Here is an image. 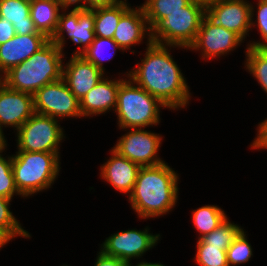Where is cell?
I'll return each instance as SVG.
<instances>
[{"label": "cell", "mask_w": 267, "mask_h": 266, "mask_svg": "<svg viewBox=\"0 0 267 266\" xmlns=\"http://www.w3.org/2000/svg\"><path fill=\"white\" fill-rule=\"evenodd\" d=\"M145 57L137 63L136 69L126 72L135 85L145 89L170 110L184 108L190 100L189 87L168 47L147 38Z\"/></svg>", "instance_id": "1"}, {"label": "cell", "mask_w": 267, "mask_h": 266, "mask_svg": "<svg viewBox=\"0 0 267 266\" xmlns=\"http://www.w3.org/2000/svg\"><path fill=\"white\" fill-rule=\"evenodd\" d=\"M178 181V174L165 162L141 167L128 196L132 209L143 219L168 213L178 200Z\"/></svg>", "instance_id": "2"}, {"label": "cell", "mask_w": 267, "mask_h": 266, "mask_svg": "<svg viewBox=\"0 0 267 266\" xmlns=\"http://www.w3.org/2000/svg\"><path fill=\"white\" fill-rule=\"evenodd\" d=\"M64 55L49 40L26 61L4 73L0 81L13 90L34 94L44 85L62 78Z\"/></svg>", "instance_id": "3"}, {"label": "cell", "mask_w": 267, "mask_h": 266, "mask_svg": "<svg viewBox=\"0 0 267 266\" xmlns=\"http://www.w3.org/2000/svg\"><path fill=\"white\" fill-rule=\"evenodd\" d=\"M12 155L14 183L23 197L49 189L60 171V154L17 151Z\"/></svg>", "instance_id": "4"}, {"label": "cell", "mask_w": 267, "mask_h": 266, "mask_svg": "<svg viewBox=\"0 0 267 266\" xmlns=\"http://www.w3.org/2000/svg\"><path fill=\"white\" fill-rule=\"evenodd\" d=\"M160 107L167 108L145 89L135 86L130 78L119 85L115 109L119 129L145 128L159 124Z\"/></svg>", "instance_id": "5"}, {"label": "cell", "mask_w": 267, "mask_h": 266, "mask_svg": "<svg viewBox=\"0 0 267 266\" xmlns=\"http://www.w3.org/2000/svg\"><path fill=\"white\" fill-rule=\"evenodd\" d=\"M206 11L195 4L187 6L159 19L150 28V40L162 45L189 48L195 41Z\"/></svg>", "instance_id": "6"}, {"label": "cell", "mask_w": 267, "mask_h": 266, "mask_svg": "<svg viewBox=\"0 0 267 266\" xmlns=\"http://www.w3.org/2000/svg\"><path fill=\"white\" fill-rule=\"evenodd\" d=\"M18 151L60 153V142L65 138L58 120L34 113L17 130Z\"/></svg>", "instance_id": "7"}, {"label": "cell", "mask_w": 267, "mask_h": 266, "mask_svg": "<svg viewBox=\"0 0 267 266\" xmlns=\"http://www.w3.org/2000/svg\"><path fill=\"white\" fill-rule=\"evenodd\" d=\"M66 9L68 8L63 9L65 13L60 14L57 29L50 40L63 53L66 39L64 33L68 34L71 41L78 44V50H75L73 55L80 56L89 48L95 39L94 12L90 9L74 7L69 13H66Z\"/></svg>", "instance_id": "8"}, {"label": "cell", "mask_w": 267, "mask_h": 266, "mask_svg": "<svg viewBox=\"0 0 267 266\" xmlns=\"http://www.w3.org/2000/svg\"><path fill=\"white\" fill-rule=\"evenodd\" d=\"M35 113L55 119L82 117L80 101L70 91L63 78L44 85L34 94Z\"/></svg>", "instance_id": "9"}, {"label": "cell", "mask_w": 267, "mask_h": 266, "mask_svg": "<svg viewBox=\"0 0 267 266\" xmlns=\"http://www.w3.org/2000/svg\"><path fill=\"white\" fill-rule=\"evenodd\" d=\"M161 140L159 134L135 128L122 135L112 149L141 167L157 166L165 162L157 157Z\"/></svg>", "instance_id": "10"}, {"label": "cell", "mask_w": 267, "mask_h": 266, "mask_svg": "<svg viewBox=\"0 0 267 266\" xmlns=\"http://www.w3.org/2000/svg\"><path fill=\"white\" fill-rule=\"evenodd\" d=\"M148 227L141 230H126L114 233L101 244V251L108 256L117 257L130 263L132 259H138L149 249L153 248L160 234L148 233Z\"/></svg>", "instance_id": "11"}, {"label": "cell", "mask_w": 267, "mask_h": 266, "mask_svg": "<svg viewBox=\"0 0 267 266\" xmlns=\"http://www.w3.org/2000/svg\"><path fill=\"white\" fill-rule=\"evenodd\" d=\"M244 42L236 33L217 25L207 15L201 21L195 41L188 49L202 52V58L210 60L233 51Z\"/></svg>", "instance_id": "12"}, {"label": "cell", "mask_w": 267, "mask_h": 266, "mask_svg": "<svg viewBox=\"0 0 267 266\" xmlns=\"http://www.w3.org/2000/svg\"><path fill=\"white\" fill-rule=\"evenodd\" d=\"M253 12L254 7L245 0H219L206 11V15L217 25L236 33L244 40L255 25Z\"/></svg>", "instance_id": "13"}, {"label": "cell", "mask_w": 267, "mask_h": 266, "mask_svg": "<svg viewBox=\"0 0 267 266\" xmlns=\"http://www.w3.org/2000/svg\"><path fill=\"white\" fill-rule=\"evenodd\" d=\"M33 94L13 90L0 81V128L15 127L17 131L33 114Z\"/></svg>", "instance_id": "14"}, {"label": "cell", "mask_w": 267, "mask_h": 266, "mask_svg": "<svg viewBox=\"0 0 267 266\" xmlns=\"http://www.w3.org/2000/svg\"><path fill=\"white\" fill-rule=\"evenodd\" d=\"M103 75L104 71L82 55H72L69 62L63 64L62 78L79 101L104 78Z\"/></svg>", "instance_id": "15"}, {"label": "cell", "mask_w": 267, "mask_h": 266, "mask_svg": "<svg viewBox=\"0 0 267 266\" xmlns=\"http://www.w3.org/2000/svg\"><path fill=\"white\" fill-rule=\"evenodd\" d=\"M50 39L44 34H16L0 45V77L41 49Z\"/></svg>", "instance_id": "16"}, {"label": "cell", "mask_w": 267, "mask_h": 266, "mask_svg": "<svg viewBox=\"0 0 267 266\" xmlns=\"http://www.w3.org/2000/svg\"><path fill=\"white\" fill-rule=\"evenodd\" d=\"M145 35L150 39V28L141 5L130 7L121 16L112 39L125 51L133 45L140 44Z\"/></svg>", "instance_id": "17"}, {"label": "cell", "mask_w": 267, "mask_h": 266, "mask_svg": "<svg viewBox=\"0 0 267 266\" xmlns=\"http://www.w3.org/2000/svg\"><path fill=\"white\" fill-rule=\"evenodd\" d=\"M125 79L109 80L102 78L88 93L80 100V112L82 116H94L105 114L108 110L115 111L117 106V91L119 85Z\"/></svg>", "instance_id": "18"}, {"label": "cell", "mask_w": 267, "mask_h": 266, "mask_svg": "<svg viewBox=\"0 0 267 266\" xmlns=\"http://www.w3.org/2000/svg\"><path fill=\"white\" fill-rule=\"evenodd\" d=\"M111 157L101 166L100 176L109 182L113 188L122 193H130L137 179L140 165L119 155L113 149Z\"/></svg>", "instance_id": "19"}, {"label": "cell", "mask_w": 267, "mask_h": 266, "mask_svg": "<svg viewBox=\"0 0 267 266\" xmlns=\"http://www.w3.org/2000/svg\"><path fill=\"white\" fill-rule=\"evenodd\" d=\"M60 8L65 7L58 0H30V15L36 30L51 39L59 21Z\"/></svg>", "instance_id": "20"}, {"label": "cell", "mask_w": 267, "mask_h": 266, "mask_svg": "<svg viewBox=\"0 0 267 266\" xmlns=\"http://www.w3.org/2000/svg\"><path fill=\"white\" fill-rule=\"evenodd\" d=\"M0 17L14 26L16 34H42L34 26L30 15V0H0Z\"/></svg>", "instance_id": "21"}, {"label": "cell", "mask_w": 267, "mask_h": 266, "mask_svg": "<svg viewBox=\"0 0 267 266\" xmlns=\"http://www.w3.org/2000/svg\"><path fill=\"white\" fill-rule=\"evenodd\" d=\"M126 1L122 0L112 6L92 9L95 36L113 38L121 16L131 7Z\"/></svg>", "instance_id": "22"}, {"label": "cell", "mask_w": 267, "mask_h": 266, "mask_svg": "<svg viewBox=\"0 0 267 266\" xmlns=\"http://www.w3.org/2000/svg\"><path fill=\"white\" fill-rule=\"evenodd\" d=\"M227 218L224 210L215 205H205L192 211V220L195 229L200 233L201 239L209 234Z\"/></svg>", "instance_id": "23"}, {"label": "cell", "mask_w": 267, "mask_h": 266, "mask_svg": "<svg viewBox=\"0 0 267 266\" xmlns=\"http://www.w3.org/2000/svg\"><path fill=\"white\" fill-rule=\"evenodd\" d=\"M189 0H146L142 7L151 28L159 19L180 11L181 8L189 4Z\"/></svg>", "instance_id": "24"}, {"label": "cell", "mask_w": 267, "mask_h": 266, "mask_svg": "<svg viewBox=\"0 0 267 266\" xmlns=\"http://www.w3.org/2000/svg\"><path fill=\"white\" fill-rule=\"evenodd\" d=\"M245 67L267 93V47H247Z\"/></svg>", "instance_id": "25"}, {"label": "cell", "mask_w": 267, "mask_h": 266, "mask_svg": "<svg viewBox=\"0 0 267 266\" xmlns=\"http://www.w3.org/2000/svg\"><path fill=\"white\" fill-rule=\"evenodd\" d=\"M242 230L240 226L229 222V219L226 218L221 225L203 236L201 240L208 246L220 247V250L227 251Z\"/></svg>", "instance_id": "26"}, {"label": "cell", "mask_w": 267, "mask_h": 266, "mask_svg": "<svg viewBox=\"0 0 267 266\" xmlns=\"http://www.w3.org/2000/svg\"><path fill=\"white\" fill-rule=\"evenodd\" d=\"M112 47L114 52L107 58L103 55L105 48ZM110 47V48H111ZM106 49V50H107ZM116 49L122 50L121 47L112 38H103L95 36L94 41L89 48L82 54V56L89 62L93 63L97 68L104 71L103 61H110L115 55ZM108 51V50H107ZM107 54V53H106Z\"/></svg>", "instance_id": "27"}, {"label": "cell", "mask_w": 267, "mask_h": 266, "mask_svg": "<svg viewBox=\"0 0 267 266\" xmlns=\"http://www.w3.org/2000/svg\"><path fill=\"white\" fill-rule=\"evenodd\" d=\"M195 262L199 266H228L227 253L220 247L208 246L201 239L197 241Z\"/></svg>", "instance_id": "28"}, {"label": "cell", "mask_w": 267, "mask_h": 266, "mask_svg": "<svg viewBox=\"0 0 267 266\" xmlns=\"http://www.w3.org/2000/svg\"><path fill=\"white\" fill-rule=\"evenodd\" d=\"M228 266L248 262L252 257V247L247 240L244 230L235 238L226 251Z\"/></svg>", "instance_id": "29"}, {"label": "cell", "mask_w": 267, "mask_h": 266, "mask_svg": "<svg viewBox=\"0 0 267 266\" xmlns=\"http://www.w3.org/2000/svg\"><path fill=\"white\" fill-rule=\"evenodd\" d=\"M0 152V196L12 199L14 194L23 197L17 190L14 183V174L12 170V156L7 159L2 157Z\"/></svg>", "instance_id": "30"}, {"label": "cell", "mask_w": 267, "mask_h": 266, "mask_svg": "<svg viewBox=\"0 0 267 266\" xmlns=\"http://www.w3.org/2000/svg\"><path fill=\"white\" fill-rule=\"evenodd\" d=\"M12 199L0 196V228L8 230L14 237L17 235L30 238V234L24 230L20 222L13 216L9 210Z\"/></svg>", "instance_id": "31"}, {"label": "cell", "mask_w": 267, "mask_h": 266, "mask_svg": "<svg viewBox=\"0 0 267 266\" xmlns=\"http://www.w3.org/2000/svg\"><path fill=\"white\" fill-rule=\"evenodd\" d=\"M257 27L264 42H252L247 47H267V0H258Z\"/></svg>", "instance_id": "32"}, {"label": "cell", "mask_w": 267, "mask_h": 266, "mask_svg": "<svg viewBox=\"0 0 267 266\" xmlns=\"http://www.w3.org/2000/svg\"><path fill=\"white\" fill-rule=\"evenodd\" d=\"M257 137L251 144V149H267V119L258 125Z\"/></svg>", "instance_id": "33"}, {"label": "cell", "mask_w": 267, "mask_h": 266, "mask_svg": "<svg viewBox=\"0 0 267 266\" xmlns=\"http://www.w3.org/2000/svg\"><path fill=\"white\" fill-rule=\"evenodd\" d=\"M95 266H130V263L117 257L105 255L100 250L96 259Z\"/></svg>", "instance_id": "34"}, {"label": "cell", "mask_w": 267, "mask_h": 266, "mask_svg": "<svg viewBox=\"0 0 267 266\" xmlns=\"http://www.w3.org/2000/svg\"><path fill=\"white\" fill-rule=\"evenodd\" d=\"M16 35L14 26L5 17H0V45Z\"/></svg>", "instance_id": "35"}, {"label": "cell", "mask_w": 267, "mask_h": 266, "mask_svg": "<svg viewBox=\"0 0 267 266\" xmlns=\"http://www.w3.org/2000/svg\"><path fill=\"white\" fill-rule=\"evenodd\" d=\"M122 0H82L83 4L79 5L82 9H95L100 7H108L119 3Z\"/></svg>", "instance_id": "36"}, {"label": "cell", "mask_w": 267, "mask_h": 266, "mask_svg": "<svg viewBox=\"0 0 267 266\" xmlns=\"http://www.w3.org/2000/svg\"><path fill=\"white\" fill-rule=\"evenodd\" d=\"M13 238L15 237L8 230L0 228V249Z\"/></svg>", "instance_id": "37"}, {"label": "cell", "mask_w": 267, "mask_h": 266, "mask_svg": "<svg viewBox=\"0 0 267 266\" xmlns=\"http://www.w3.org/2000/svg\"><path fill=\"white\" fill-rule=\"evenodd\" d=\"M219 0H189L191 4L198 5L207 11L212 5H215Z\"/></svg>", "instance_id": "38"}, {"label": "cell", "mask_w": 267, "mask_h": 266, "mask_svg": "<svg viewBox=\"0 0 267 266\" xmlns=\"http://www.w3.org/2000/svg\"><path fill=\"white\" fill-rule=\"evenodd\" d=\"M65 8L70 7L71 5H76L75 7H79V4H82V0H58Z\"/></svg>", "instance_id": "39"}, {"label": "cell", "mask_w": 267, "mask_h": 266, "mask_svg": "<svg viewBox=\"0 0 267 266\" xmlns=\"http://www.w3.org/2000/svg\"><path fill=\"white\" fill-rule=\"evenodd\" d=\"M7 142L3 134V130L0 128V152H3L6 149Z\"/></svg>", "instance_id": "40"}, {"label": "cell", "mask_w": 267, "mask_h": 266, "mask_svg": "<svg viewBox=\"0 0 267 266\" xmlns=\"http://www.w3.org/2000/svg\"><path fill=\"white\" fill-rule=\"evenodd\" d=\"M130 266H131V263H130ZM135 266H165V265L161 264L160 262L159 263H150V262L148 263V262L143 261V262L138 263Z\"/></svg>", "instance_id": "41"}]
</instances>
